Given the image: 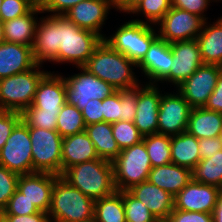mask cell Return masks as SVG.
Instances as JSON below:
<instances>
[{
	"mask_svg": "<svg viewBox=\"0 0 222 222\" xmlns=\"http://www.w3.org/2000/svg\"><path fill=\"white\" fill-rule=\"evenodd\" d=\"M32 46L34 60L71 63L84 66L95 48L103 40L98 34L81 29L65 15H47L39 18Z\"/></svg>",
	"mask_w": 222,
	"mask_h": 222,
	"instance_id": "6da1fadb",
	"label": "cell"
},
{
	"mask_svg": "<svg viewBox=\"0 0 222 222\" xmlns=\"http://www.w3.org/2000/svg\"><path fill=\"white\" fill-rule=\"evenodd\" d=\"M137 64L113 49L105 40L95 48L84 68L117 90H130L142 85L133 71Z\"/></svg>",
	"mask_w": 222,
	"mask_h": 222,
	"instance_id": "7a4b0ae2",
	"label": "cell"
},
{
	"mask_svg": "<svg viewBox=\"0 0 222 222\" xmlns=\"http://www.w3.org/2000/svg\"><path fill=\"white\" fill-rule=\"evenodd\" d=\"M69 185L96 200L116 191L112 162L94 159L65 169L60 175Z\"/></svg>",
	"mask_w": 222,
	"mask_h": 222,
	"instance_id": "3957f363",
	"label": "cell"
},
{
	"mask_svg": "<svg viewBox=\"0 0 222 222\" xmlns=\"http://www.w3.org/2000/svg\"><path fill=\"white\" fill-rule=\"evenodd\" d=\"M95 200L59 177L53 186L48 215L51 222H81L94 216Z\"/></svg>",
	"mask_w": 222,
	"mask_h": 222,
	"instance_id": "277c9868",
	"label": "cell"
},
{
	"mask_svg": "<svg viewBox=\"0 0 222 222\" xmlns=\"http://www.w3.org/2000/svg\"><path fill=\"white\" fill-rule=\"evenodd\" d=\"M141 19L124 22L115 33L104 40L116 51L138 64L146 55L151 44L158 38L156 28Z\"/></svg>",
	"mask_w": 222,
	"mask_h": 222,
	"instance_id": "5b68a950",
	"label": "cell"
},
{
	"mask_svg": "<svg viewBox=\"0 0 222 222\" xmlns=\"http://www.w3.org/2000/svg\"><path fill=\"white\" fill-rule=\"evenodd\" d=\"M41 67L37 64L26 72L0 80V110L22 113L32 105L38 84L48 73Z\"/></svg>",
	"mask_w": 222,
	"mask_h": 222,
	"instance_id": "8992f818",
	"label": "cell"
},
{
	"mask_svg": "<svg viewBox=\"0 0 222 222\" xmlns=\"http://www.w3.org/2000/svg\"><path fill=\"white\" fill-rule=\"evenodd\" d=\"M116 190L127 191L148 180L151 162L144 141L127 147L112 162Z\"/></svg>",
	"mask_w": 222,
	"mask_h": 222,
	"instance_id": "52a82bcc",
	"label": "cell"
},
{
	"mask_svg": "<svg viewBox=\"0 0 222 222\" xmlns=\"http://www.w3.org/2000/svg\"><path fill=\"white\" fill-rule=\"evenodd\" d=\"M34 172L61 175L63 137L57 130L29 127Z\"/></svg>",
	"mask_w": 222,
	"mask_h": 222,
	"instance_id": "ba28073f",
	"label": "cell"
},
{
	"mask_svg": "<svg viewBox=\"0 0 222 222\" xmlns=\"http://www.w3.org/2000/svg\"><path fill=\"white\" fill-rule=\"evenodd\" d=\"M0 165L19 175L33 173L29 127L21 119L0 150Z\"/></svg>",
	"mask_w": 222,
	"mask_h": 222,
	"instance_id": "9c48e42d",
	"label": "cell"
},
{
	"mask_svg": "<svg viewBox=\"0 0 222 222\" xmlns=\"http://www.w3.org/2000/svg\"><path fill=\"white\" fill-rule=\"evenodd\" d=\"M81 72L64 77L67 103L76 106L80 111L91 99L103 100L117 91L112 85L97 78L84 66L76 67Z\"/></svg>",
	"mask_w": 222,
	"mask_h": 222,
	"instance_id": "30bf717a",
	"label": "cell"
},
{
	"mask_svg": "<svg viewBox=\"0 0 222 222\" xmlns=\"http://www.w3.org/2000/svg\"><path fill=\"white\" fill-rule=\"evenodd\" d=\"M205 20L183 9L171 7L157 23L158 37L167 43L196 39Z\"/></svg>",
	"mask_w": 222,
	"mask_h": 222,
	"instance_id": "8fae6325",
	"label": "cell"
},
{
	"mask_svg": "<svg viewBox=\"0 0 222 222\" xmlns=\"http://www.w3.org/2000/svg\"><path fill=\"white\" fill-rule=\"evenodd\" d=\"M221 72L222 66L202 64L188 79L175 88L192 108L204 107L215 89Z\"/></svg>",
	"mask_w": 222,
	"mask_h": 222,
	"instance_id": "7c38bea8",
	"label": "cell"
},
{
	"mask_svg": "<svg viewBox=\"0 0 222 222\" xmlns=\"http://www.w3.org/2000/svg\"><path fill=\"white\" fill-rule=\"evenodd\" d=\"M162 94L158 111V134L178 135L186 132L192 107L178 92Z\"/></svg>",
	"mask_w": 222,
	"mask_h": 222,
	"instance_id": "4fadbf2b",
	"label": "cell"
},
{
	"mask_svg": "<svg viewBox=\"0 0 222 222\" xmlns=\"http://www.w3.org/2000/svg\"><path fill=\"white\" fill-rule=\"evenodd\" d=\"M173 54L170 74L161 82L172 83L178 87L188 79L202 64L200 47L196 39L170 43Z\"/></svg>",
	"mask_w": 222,
	"mask_h": 222,
	"instance_id": "5bb4252c",
	"label": "cell"
},
{
	"mask_svg": "<svg viewBox=\"0 0 222 222\" xmlns=\"http://www.w3.org/2000/svg\"><path fill=\"white\" fill-rule=\"evenodd\" d=\"M221 191L217 186L191 180L174 197V209L212 214Z\"/></svg>",
	"mask_w": 222,
	"mask_h": 222,
	"instance_id": "9a60e30c",
	"label": "cell"
},
{
	"mask_svg": "<svg viewBox=\"0 0 222 222\" xmlns=\"http://www.w3.org/2000/svg\"><path fill=\"white\" fill-rule=\"evenodd\" d=\"M112 0H84L73 6L64 15L78 27L98 34L103 40L106 37L101 33L110 9H113Z\"/></svg>",
	"mask_w": 222,
	"mask_h": 222,
	"instance_id": "2e32d148",
	"label": "cell"
},
{
	"mask_svg": "<svg viewBox=\"0 0 222 222\" xmlns=\"http://www.w3.org/2000/svg\"><path fill=\"white\" fill-rule=\"evenodd\" d=\"M158 87L151 84H142L137 87L134 125L143 136L156 134L158 131V111L162 98V91Z\"/></svg>",
	"mask_w": 222,
	"mask_h": 222,
	"instance_id": "e0dca14e",
	"label": "cell"
},
{
	"mask_svg": "<svg viewBox=\"0 0 222 222\" xmlns=\"http://www.w3.org/2000/svg\"><path fill=\"white\" fill-rule=\"evenodd\" d=\"M59 175L47 172H34L20 175L17 189L32 202L39 211L48 213L51 206L52 191Z\"/></svg>",
	"mask_w": 222,
	"mask_h": 222,
	"instance_id": "ac0fdd59",
	"label": "cell"
},
{
	"mask_svg": "<svg viewBox=\"0 0 222 222\" xmlns=\"http://www.w3.org/2000/svg\"><path fill=\"white\" fill-rule=\"evenodd\" d=\"M172 60L170 43L158 37L137 64V68L150 79L146 84L157 85V82L161 83L170 74Z\"/></svg>",
	"mask_w": 222,
	"mask_h": 222,
	"instance_id": "d6986e66",
	"label": "cell"
},
{
	"mask_svg": "<svg viewBox=\"0 0 222 222\" xmlns=\"http://www.w3.org/2000/svg\"><path fill=\"white\" fill-rule=\"evenodd\" d=\"M67 102L64 76L49 71L39 82L32 107L49 112H60Z\"/></svg>",
	"mask_w": 222,
	"mask_h": 222,
	"instance_id": "ffe728a7",
	"label": "cell"
},
{
	"mask_svg": "<svg viewBox=\"0 0 222 222\" xmlns=\"http://www.w3.org/2000/svg\"><path fill=\"white\" fill-rule=\"evenodd\" d=\"M36 65L32 47L7 41L0 43V80L26 72Z\"/></svg>",
	"mask_w": 222,
	"mask_h": 222,
	"instance_id": "44dd1931",
	"label": "cell"
},
{
	"mask_svg": "<svg viewBox=\"0 0 222 222\" xmlns=\"http://www.w3.org/2000/svg\"><path fill=\"white\" fill-rule=\"evenodd\" d=\"M140 200L157 219H168L174 209V196L148 180L127 190Z\"/></svg>",
	"mask_w": 222,
	"mask_h": 222,
	"instance_id": "7402d4cb",
	"label": "cell"
},
{
	"mask_svg": "<svg viewBox=\"0 0 222 222\" xmlns=\"http://www.w3.org/2000/svg\"><path fill=\"white\" fill-rule=\"evenodd\" d=\"M99 159L93 142L85 131L63 138L61 152V174L74 165Z\"/></svg>",
	"mask_w": 222,
	"mask_h": 222,
	"instance_id": "603a6c76",
	"label": "cell"
},
{
	"mask_svg": "<svg viewBox=\"0 0 222 222\" xmlns=\"http://www.w3.org/2000/svg\"><path fill=\"white\" fill-rule=\"evenodd\" d=\"M192 180V170L170 163L151 168L148 181L176 196Z\"/></svg>",
	"mask_w": 222,
	"mask_h": 222,
	"instance_id": "cb8c5ba5",
	"label": "cell"
},
{
	"mask_svg": "<svg viewBox=\"0 0 222 222\" xmlns=\"http://www.w3.org/2000/svg\"><path fill=\"white\" fill-rule=\"evenodd\" d=\"M41 13L37 3L27 14L3 22L5 41L32 47L39 20L37 15Z\"/></svg>",
	"mask_w": 222,
	"mask_h": 222,
	"instance_id": "d4e9b609",
	"label": "cell"
},
{
	"mask_svg": "<svg viewBox=\"0 0 222 222\" xmlns=\"http://www.w3.org/2000/svg\"><path fill=\"white\" fill-rule=\"evenodd\" d=\"M196 40L203 64L222 66V16L213 24L206 20Z\"/></svg>",
	"mask_w": 222,
	"mask_h": 222,
	"instance_id": "484cf974",
	"label": "cell"
},
{
	"mask_svg": "<svg viewBox=\"0 0 222 222\" xmlns=\"http://www.w3.org/2000/svg\"><path fill=\"white\" fill-rule=\"evenodd\" d=\"M222 129V113L204 107L192 108L186 132L197 139L219 137Z\"/></svg>",
	"mask_w": 222,
	"mask_h": 222,
	"instance_id": "4316f807",
	"label": "cell"
},
{
	"mask_svg": "<svg viewBox=\"0 0 222 222\" xmlns=\"http://www.w3.org/2000/svg\"><path fill=\"white\" fill-rule=\"evenodd\" d=\"M85 132L93 142L100 159L113 162L120 154V148L112 133V123L98 122L87 125Z\"/></svg>",
	"mask_w": 222,
	"mask_h": 222,
	"instance_id": "83f0119b",
	"label": "cell"
},
{
	"mask_svg": "<svg viewBox=\"0 0 222 222\" xmlns=\"http://www.w3.org/2000/svg\"><path fill=\"white\" fill-rule=\"evenodd\" d=\"M172 163L192 170L201 160L199 139L187 132L171 136Z\"/></svg>",
	"mask_w": 222,
	"mask_h": 222,
	"instance_id": "f1b7e54d",
	"label": "cell"
},
{
	"mask_svg": "<svg viewBox=\"0 0 222 222\" xmlns=\"http://www.w3.org/2000/svg\"><path fill=\"white\" fill-rule=\"evenodd\" d=\"M94 217L97 222H126L122 191L96 199L94 203Z\"/></svg>",
	"mask_w": 222,
	"mask_h": 222,
	"instance_id": "f546056e",
	"label": "cell"
},
{
	"mask_svg": "<svg viewBox=\"0 0 222 222\" xmlns=\"http://www.w3.org/2000/svg\"><path fill=\"white\" fill-rule=\"evenodd\" d=\"M192 180L222 189V149L196 164L192 169Z\"/></svg>",
	"mask_w": 222,
	"mask_h": 222,
	"instance_id": "4dcf8cb0",
	"label": "cell"
},
{
	"mask_svg": "<svg viewBox=\"0 0 222 222\" xmlns=\"http://www.w3.org/2000/svg\"><path fill=\"white\" fill-rule=\"evenodd\" d=\"M143 141L150 158L152 168L172 163L171 136L156 133L143 136Z\"/></svg>",
	"mask_w": 222,
	"mask_h": 222,
	"instance_id": "1f68e13d",
	"label": "cell"
},
{
	"mask_svg": "<svg viewBox=\"0 0 222 222\" xmlns=\"http://www.w3.org/2000/svg\"><path fill=\"white\" fill-rule=\"evenodd\" d=\"M82 112L74 105L65 103L57 118L56 130L64 138L85 131Z\"/></svg>",
	"mask_w": 222,
	"mask_h": 222,
	"instance_id": "d6a6232c",
	"label": "cell"
},
{
	"mask_svg": "<svg viewBox=\"0 0 222 222\" xmlns=\"http://www.w3.org/2000/svg\"><path fill=\"white\" fill-rule=\"evenodd\" d=\"M171 8V0H142L132 14L145 16L144 23L156 25Z\"/></svg>",
	"mask_w": 222,
	"mask_h": 222,
	"instance_id": "836d02e7",
	"label": "cell"
},
{
	"mask_svg": "<svg viewBox=\"0 0 222 222\" xmlns=\"http://www.w3.org/2000/svg\"><path fill=\"white\" fill-rule=\"evenodd\" d=\"M122 200L126 222H155L157 220L149 208L128 191H122Z\"/></svg>",
	"mask_w": 222,
	"mask_h": 222,
	"instance_id": "e575fe53",
	"label": "cell"
},
{
	"mask_svg": "<svg viewBox=\"0 0 222 222\" xmlns=\"http://www.w3.org/2000/svg\"><path fill=\"white\" fill-rule=\"evenodd\" d=\"M59 113L29 106L21 113V119L28 127L56 130Z\"/></svg>",
	"mask_w": 222,
	"mask_h": 222,
	"instance_id": "d590c367",
	"label": "cell"
},
{
	"mask_svg": "<svg viewBox=\"0 0 222 222\" xmlns=\"http://www.w3.org/2000/svg\"><path fill=\"white\" fill-rule=\"evenodd\" d=\"M112 133L120 150L131 147L143 140L134 122L117 121L112 123Z\"/></svg>",
	"mask_w": 222,
	"mask_h": 222,
	"instance_id": "8d00e7d4",
	"label": "cell"
},
{
	"mask_svg": "<svg viewBox=\"0 0 222 222\" xmlns=\"http://www.w3.org/2000/svg\"><path fill=\"white\" fill-rule=\"evenodd\" d=\"M37 0H3L0 7V19L5 22L27 14Z\"/></svg>",
	"mask_w": 222,
	"mask_h": 222,
	"instance_id": "74e56055",
	"label": "cell"
},
{
	"mask_svg": "<svg viewBox=\"0 0 222 222\" xmlns=\"http://www.w3.org/2000/svg\"><path fill=\"white\" fill-rule=\"evenodd\" d=\"M37 212H39L37 207L32 202H30L23 193L16 189L15 193L8 200V203L2 211V214L23 216Z\"/></svg>",
	"mask_w": 222,
	"mask_h": 222,
	"instance_id": "f35d334b",
	"label": "cell"
},
{
	"mask_svg": "<svg viewBox=\"0 0 222 222\" xmlns=\"http://www.w3.org/2000/svg\"><path fill=\"white\" fill-rule=\"evenodd\" d=\"M19 176V174L0 165V213H2L8 200L15 193Z\"/></svg>",
	"mask_w": 222,
	"mask_h": 222,
	"instance_id": "ab89813d",
	"label": "cell"
},
{
	"mask_svg": "<svg viewBox=\"0 0 222 222\" xmlns=\"http://www.w3.org/2000/svg\"><path fill=\"white\" fill-rule=\"evenodd\" d=\"M103 122L114 123L121 121V90L102 100Z\"/></svg>",
	"mask_w": 222,
	"mask_h": 222,
	"instance_id": "60d3db41",
	"label": "cell"
},
{
	"mask_svg": "<svg viewBox=\"0 0 222 222\" xmlns=\"http://www.w3.org/2000/svg\"><path fill=\"white\" fill-rule=\"evenodd\" d=\"M137 109V87L121 90V121L134 122Z\"/></svg>",
	"mask_w": 222,
	"mask_h": 222,
	"instance_id": "b9f144b4",
	"label": "cell"
},
{
	"mask_svg": "<svg viewBox=\"0 0 222 222\" xmlns=\"http://www.w3.org/2000/svg\"><path fill=\"white\" fill-rule=\"evenodd\" d=\"M21 120V113L0 110V150L5 145L15 125Z\"/></svg>",
	"mask_w": 222,
	"mask_h": 222,
	"instance_id": "7bdbcfd3",
	"label": "cell"
},
{
	"mask_svg": "<svg viewBox=\"0 0 222 222\" xmlns=\"http://www.w3.org/2000/svg\"><path fill=\"white\" fill-rule=\"evenodd\" d=\"M211 1L218 2L217 0H171V7L186 10L202 17L206 21L208 17H205L204 12L207 11L208 6L212 3Z\"/></svg>",
	"mask_w": 222,
	"mask_h": 222,
	"instance_id": "ee69618b",
	"label": "cell"
},
{
	"mask_svg": "<svg viewBox=\"0 0 222 222\" xmlns=\"http://www.w3.org/2000/svg\"><path fill=\"white\" fill-rule=\"evenodd\" d=\"M84 0H38L41 11L51 15H64L73 6Z\"/></svg>",
	"mask_w": 222,
	"mask_h": 222,
	"instance_id": "f6af8a7d",
	"label": "cell"
},
{
	"mask_svg": "<svg viewBox=\"0 0 222 222\" xmlns=\"http://www.w3.org/2000/svg\"><path fill=\"white\" fill-rule=\"evenodd\" d=\"M168 220L170 222H213V216L210 213L173 209Z\"/></svg>",
	"mask_w": 222,
	"mask_h": 222,
	"instance_id": "bcb514c9",
	"label": "cell"
},
{
	"mask_svg": "<svg viewBox=\"0 0 222 222\" xmlns=\"http://www.w3.org/2000/svg\"><path fill=\"white\" fill-rule=\"evenodd\" d=\"M81 110L85 125L103 122V105L98 99H91Z\"/></svg>",
	"mask_w": 222,
	"mask_h": 222,
	"instance_id": "7dc6e473",
	"label": "cell"
},
{
	"mask_svg": "<svg viewBox=\"0 0 222 222\" xmlns=\"http://www.w3.org/2000/svg\"><path fill=\"white\" fill-rule=\"evenodd\" d=\"M222 149L220 137L199 139V151L201 159L210 158Z\"/></svg>",
	"mask_w": 222,
	"mask_h": 222,
	"instance_id": "c3c4849f",
	"label": "cell"
},
{
	"mask_svg": "<svg viewBox=\"0 0 222 222\" xmlns=\"http://www.w3.org/2000/svg\"><path fill=\"white\" fill-rule=\"evenodd\" d=\"M205 109L222 113V72L217 79L213 93L209 96Z\"/></svg>",
	"mask_w": 222,
	"mask_h": 222,
	"instance_id": "681fc988",
	"label": "cell"
},
{
	"mask_svg": "<svg viewBox=\"0 0 222 222\" xmlns=\"http://www.w3.org/2000/svg\"><path fill=\"white\" fill-rule=\"evenodd\" d=\"M10 222H51L48 213L39 211L30 215H5Z\"/></svg>",
	"mask_w": 222,
	"mask_h": 222,
	"instance_id": "f907efd6",
	"label": "cell"
},
{
	"mask_svg": "<svg viewBox=\"0 0 222 222\" xmlns=\"http://www.w3.org/2000/svg\"><path fill=\"white\" fill-rule=\"evenodd\" d=\"M142 0H112L114 9L119 12L131 14V12L136 8V6L141 2Z\"/></svg>",
	"mask_w": 222,
	"mask_h": 222,
	"instance_id": "816d5d0a",
	"label": "cell"
},
{
	"mask_svg": "<svg viewBox=\"0 0 222 222\" xmlns=\"http://www.w3.org/2000/svg\"><path fill=\"white\" fill-rule=\"evenodd\" d=\"M213 222H222V191L218 195L217 203L212 212Z\"/></svg>",
	"mask_w": 222,
	"mask_h": 222,
	"instance_id": "f5cc1de1",
	"label": "cell"
},
{
	"mask_svg": "<svg viewBox=\"0 0 222 222\" xmlns=\"http://www.w3.org/2000/svg\"><path fill=\"white\" fill-rule=\"evenodd\" d=\"M5 41V36H4V25L3 21L0 19V43Z\"/></svg>",
	"mask_w": 222,
	"mask_h": 222,
	"instance_id": "db71d44e",
	"label": "cell"
},
{
	"mask_svg": "<svg viewBox=\"0 0 222 222\" xmlns=\"http://www.w3.org/2000/svg\"><path fill=\"white\" fill-rule=\"evenodd\" d=\"M0 222H10V221L8 220V218L5 215L0 213Z\"/></svg>",
	"mask_w": 222,
	"mask_h": 222,
	"instance_id": "11a10c76",
	"label": "cell"
},
{
	"mask_svg": "<svg viewBox=\"0 0 222 222\" xmlns=\"http://www.w3.org/2000/svg\"><path fill=\"white\" fill-rule=\"evenodd\" d=\"M81 222H97V221H96L95 217L93 216V217H91L89 219H86V220H83Z\"/></svg>",
	"mask_w": 222,
	"mask_h": 222,
	"instance_id": "9f6ffc18",
	"label": "cell"
},
{
	"mask_svg": "<svg viewBox=\"0 0 222 222\" xmlns=\"http://www.w3.org/2000/svg\"><path fill=\"white\" fill-rule=\"evenodd\" d=\"M155 222H170L168 219H157Z\"/></svg>",
	"mask_w": 222,
	"mask_h": 222,
	"instance_id": "6f0895ef",
	"label": "cell"
},
{
	"mask_svg": "<svg viewBox=\"0 0 222 222\" xmlns=\"http://www.w3.org/2000/svg\"><path fill=\"white\" fill-rule=\"evenodd\" d=\"M220 140H221V142H222V129H221V133H220Z\"/></svg>",
	"mask_w": 222,
	"mask_h": 222,
	"instance_id": "680465c9",
	"label": "cell"
}]
</instances>
